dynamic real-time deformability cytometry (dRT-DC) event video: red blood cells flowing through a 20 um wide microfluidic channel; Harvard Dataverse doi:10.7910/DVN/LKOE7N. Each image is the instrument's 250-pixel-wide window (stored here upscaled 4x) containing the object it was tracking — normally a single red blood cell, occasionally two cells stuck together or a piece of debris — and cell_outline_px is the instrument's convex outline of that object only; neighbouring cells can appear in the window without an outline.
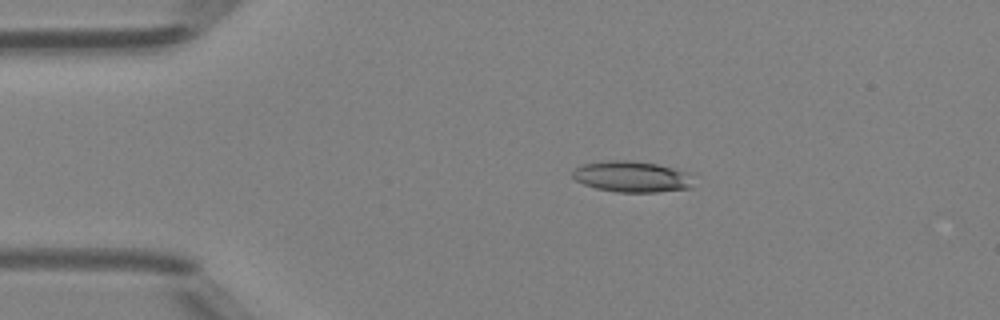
{"species": "Egyptian fruit bat (a non-hibernating species)", "species_latin": "Rousettus aegyptiacus", "temperature_condition": "room temperature", "stored_images_in_passage": 40, "camera_frame_rate_fps": 3000, "um_per_image_px": 0.085, "animal": {"sex": "female"}, "frame": {"image": 1, "passage_image": 1, "time_ms": 0.0, "image_size_px": [1000, 320], "cell_outline_px": [[692, 188], [656, 192], [616, 192], [596, 188], [584, 184], [576, 180], [572, 176], [572, 172], [576, 168], [584, 164], [604, 160], [628, 160], [656, 164], [688, 172]], "centroid_in_image_um": [53.67, 15.02], "position_along_channel_um": 31.3, "area_um2": 21.68}}
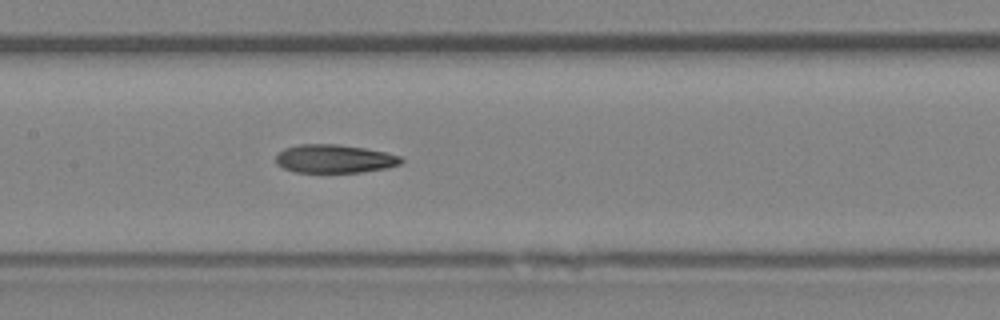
{"frame": {"image": 2, "passage_image": 15, "time_ms": 4.667, "image_size_px": [1000, 320], "cell_outline_px": [[404, 160], [400, 164], [388, 168], [360, 172], [292, 172], [276, 164], [276, 152], [284, 148], [300, 144], [340, 144], [364, 148], [384, 152], [400, 156]], "centroid_in_image_um": [28.39, 13.49], "position_along_channel_um": 179.0, "area_um2": 20.87}}
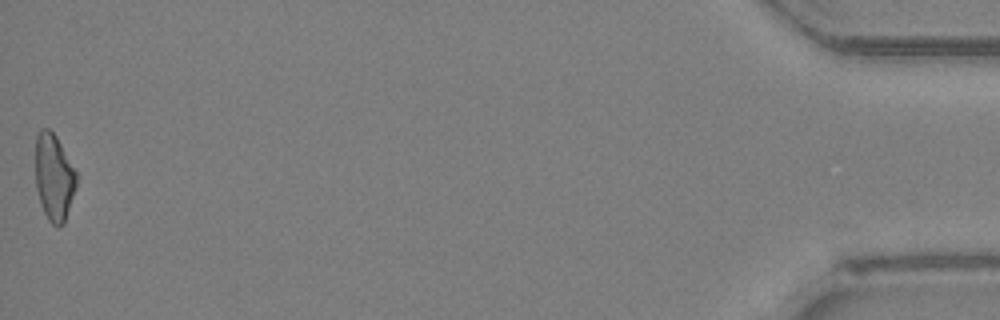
{"frame": {"image": 3, "passage_image": 40, "time_ms": 13.0, "image_size_px": [1000, 320], "cell_outline_px": [[76, 188], [64, 224], [52, 224], [48, 220], [40, 204], [36, 188], [36, 136], [40, 128], [48, 128], [56, 136], [76, 172]], "centroid_in_image_um": [4.58, 15.06], "position_along_channel_um": 430.6, "area_um2": 20.52}, "authors_computed_cell_mechanics": {"area_um2": 21.2704, "velocity_mm_per_s": 4.2299, "shape_relaxation_time_tau1_ms": null, "shape_relaxation_time_tau2_ms": 4.9573, "deformation_change_tau1": null, "deformation_change_tau2": 0.163}}